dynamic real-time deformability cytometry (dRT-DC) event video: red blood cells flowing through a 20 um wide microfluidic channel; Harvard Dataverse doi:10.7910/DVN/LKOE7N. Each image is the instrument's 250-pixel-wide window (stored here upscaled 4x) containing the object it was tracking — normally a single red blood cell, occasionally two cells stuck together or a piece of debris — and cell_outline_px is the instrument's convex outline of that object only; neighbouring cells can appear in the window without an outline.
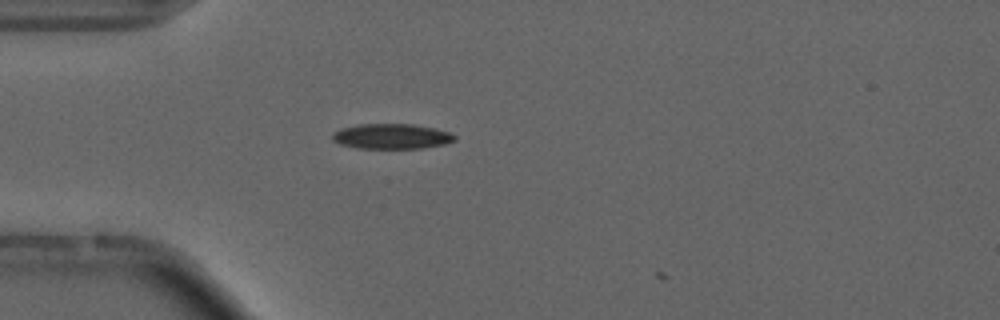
{"species": "common noctule bat (a hibernating species)", "species_latin": "Nyctalus noctula", "temperature_condition": "cold", "stored_images_in_passage": 5, "camera_frame_rate_fps": 3000, "um_per_image_px": 0.085, "animal": {"sex": "male", "forearm_length_mm": 52.5}, "frame": {"image": 1, "passage_image": 3, "time_ms": 0.667, "image_size_px": [1000, 320], "cell_outline_px": [[456, 140], [444, 144], [424, 148], [356, 148], [340, 144], [332, 140], [332, 132], [340, 128], [356, 124], [412, 124], [436, 128], [448, 132], [456, 136]], "centroid_in_image_um": [33.26, 11.58], "position_along_channel_um": 51.7, "area_um2": 18.09}}